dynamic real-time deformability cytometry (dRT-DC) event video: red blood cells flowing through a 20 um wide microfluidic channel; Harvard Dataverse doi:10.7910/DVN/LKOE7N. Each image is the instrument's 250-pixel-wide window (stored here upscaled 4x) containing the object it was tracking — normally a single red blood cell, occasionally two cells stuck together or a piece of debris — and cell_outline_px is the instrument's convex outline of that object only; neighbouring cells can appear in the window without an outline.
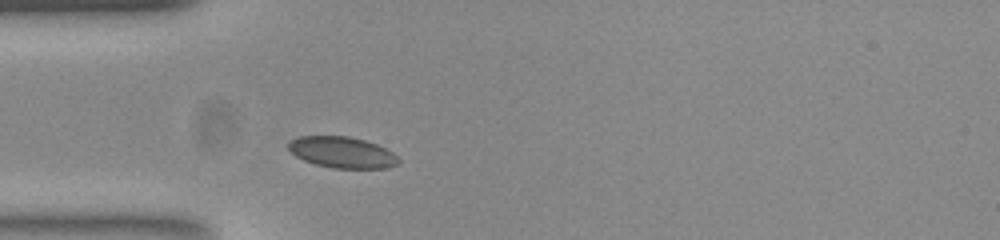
{"species": "common noctule bat (a hibernating species)", "species_latin": "Nyctalus noctula", "temperature_condition": "room temperature", "stored_images_in_passage": 41, "camera_frame_rate_fps": 3000, "um_per_image_px": 0.085, "animal": {"sex": "female", "body_mass_g": 23.0, "forearm_length_mm": 53.4}, "frame": {"image": 1, "passage_image": 5, "time_ms": 1.333, "image_size_px": [1000, 240], "cell_outline_px": [[400, 160], [396, 164], [384, 168], [332, 168], [316, 164], [304, 160], [296, 156], [288, 148], [288, 144], [292, 140], [300, 136], [348, 136], [364, 140], [376, 144], [392, 152]], "centroid_in_image_um": [29.07, 12.95], "position_along_channel_um": 55.9, "area_um2": 19.71}}
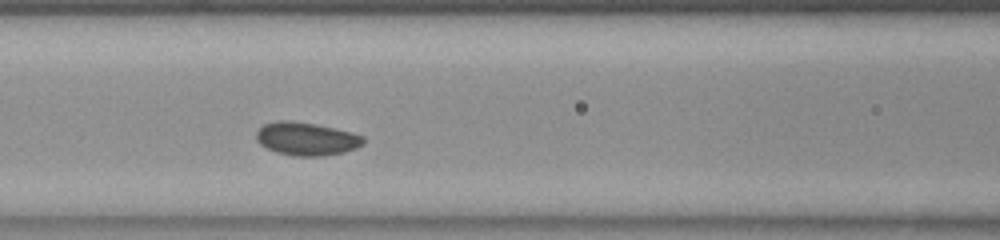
{"frame": {"image": 2, "passage_image": 12, "time_ms": 3.667, "image_size_px": [1000, 240], "cell_outline_px": [[364, 144], [356, 148], [344, 152], [324, 156], [292, 156], [276, 152], [260, 144], [256, 140], [256, 132], [264, 124], [280, 120], [284, 120], [316, 124], [364, 136]], "centroid_in_image_um": [26.04, 11.81], "position_along_channel_um": 140.6, "area_um2": 20.52}}
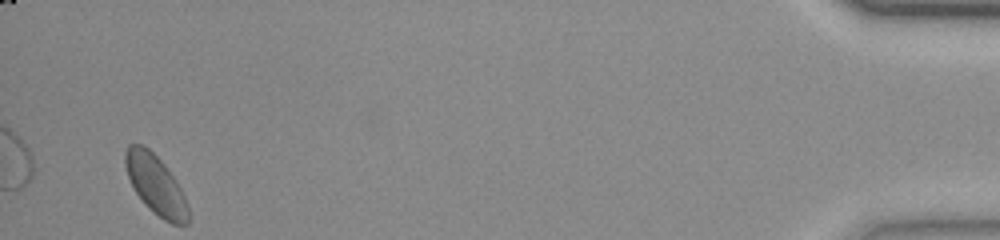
{"frame": {"image": 3, "passage_image": 41, "time_ms": 13.333, "image_size_px": [1000, 240], "cell_outline_px": [[188, 224], [172, 224], [164, 220], [136, 192], [128, 176], [124, 160], [124, 156], [128, 144], [140, 144], [148, 148], [164, 164], [180, 188], [184, 196], [188, 208]], "centroid_in_image_um": [13.23, 15.67], "position_along_channel_um": 422.0, "area_um2": 20.87}, "authors_computed_cell_mechanics": {"area_um2": 20.23, "velocity_mm_per_s": 3.8033, "shape_relaxation_time_tau1_ms": 1.0457, "shape_relaxation_time_tau2_ms": null, "deformation_change_tau1": 0.0423, "deformation_change_tau2": null}}